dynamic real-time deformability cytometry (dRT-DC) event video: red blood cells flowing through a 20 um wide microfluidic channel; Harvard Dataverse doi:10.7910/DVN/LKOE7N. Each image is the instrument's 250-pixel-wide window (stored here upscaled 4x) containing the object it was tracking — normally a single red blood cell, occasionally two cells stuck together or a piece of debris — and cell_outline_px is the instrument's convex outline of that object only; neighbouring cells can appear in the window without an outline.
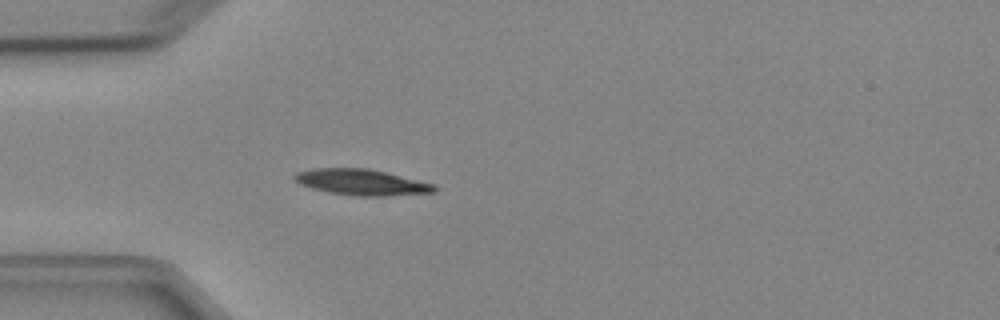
{"species": "Egyptian fruit bat (a non-hibernating species)", "species_latin": "Rousettus aegyptiacus", "temperature_condition": "cold", "stored_images_in_passage": 2, "camera_frame_rate_fps": 3000, "um_per_image_px": 0.085, "animal": {"sex": "female"}, "frame": {"image": 1, "passage_image": 2, "time_ms": 1.0, "image_size_px": [1000, 320], "cell_outline_px": [[436, 192], [384, 196], [360, 196], [328, 192], [312, 188], [300, 184], [292, 180], [292, 176], [296, 172], [312, 168], [368, 168], [436, 184]], "centroid_in_image_um": [30.7, 15.48], "position_along_channel_um": 54.3, "area_um2": 21.21}}